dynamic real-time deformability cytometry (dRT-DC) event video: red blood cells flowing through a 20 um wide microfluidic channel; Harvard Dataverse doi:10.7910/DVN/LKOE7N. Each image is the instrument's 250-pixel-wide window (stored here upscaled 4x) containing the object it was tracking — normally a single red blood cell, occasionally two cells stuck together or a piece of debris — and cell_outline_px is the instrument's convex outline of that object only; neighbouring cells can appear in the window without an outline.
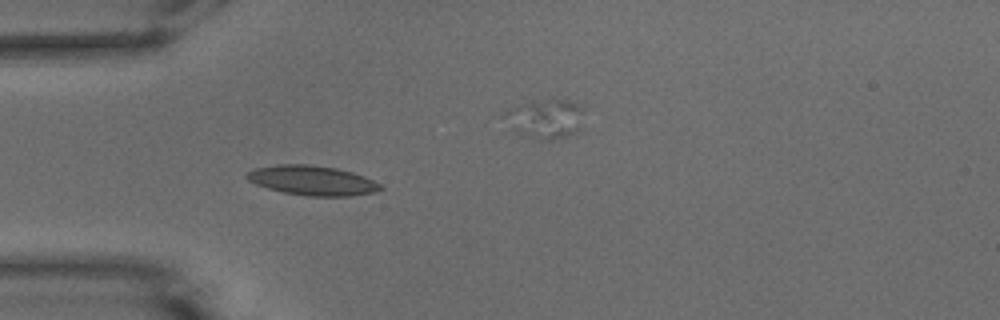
{"species": "common noctule bat (a hibernating species)", "species_latin": "Nyctalus noctula", "temperature_condition": "warm", "stored_images_in_passage": 28, "camera_frame_rate_fps": 3000, "um_per_image_px": 0.085, "animal": {"sex": "male", "body_mass_g": 15.6}, "frame": {"image": 1, "passage_image": 1, "time_ms": 0.0, "image_size_px": [1000, 320], "cell_outline_px": [[384, 188], [372, 192], [348, 196], [308, 196], [284, 192], [268, 188], [256, 184], [248, 180], [244, 176], [248, 172], [256, 168], [276, 164], [308, 164], [336, 168], [352, 172], [364, 176], [380, 184]], "centroid_in_image_um": [26.52, 15.33], "position_along_channel_um": 58.5, "area_um2": 22.89}}
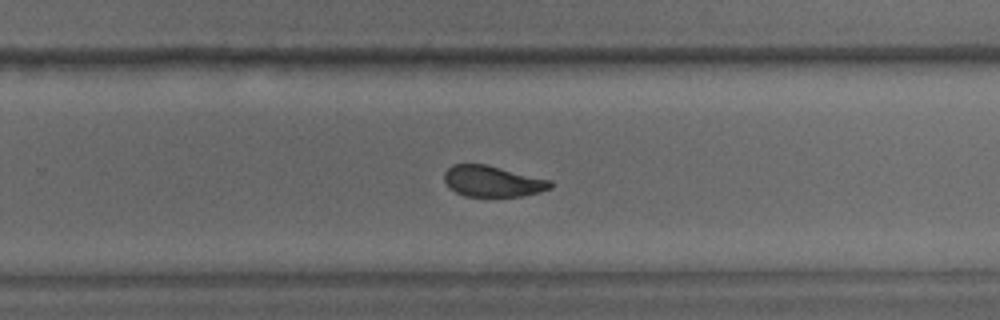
{"frame": {"image": 2, "passage_image": 19, "time_ms": 6.0, "image_size_px": [1000, 320], "cell_outline_px": [[556, 184], [552, 188], [540, 192], [520, 196], [464, 196], [448, 188], [444, 180], [444, 172], [452, 164], [488, 164], [552, 180]], "centroid_in_image_um": [41.9, 15.4], "position_along_channel_um": 287.9, "area_um2": 19.54}}
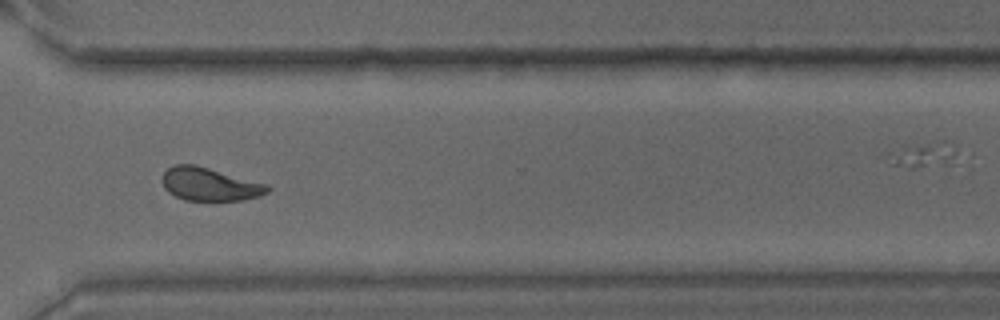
{"frame": {"image": 3, "passage_image": 24, "time_ms": 7.667, "image_size_px": [1000, 320], "cell_outline_px": [[272, 188], [268, 192], [244, 200], [184, 200], [168, 192], [164, 188], [160, 180], [164, 172], [168, 168], [176, 164], [196, 164], [268, 184]], "centroid_in_image_um": [17.8, 15.65], "position_along_channel_um": 352.8, "area_um2": 20.46}}